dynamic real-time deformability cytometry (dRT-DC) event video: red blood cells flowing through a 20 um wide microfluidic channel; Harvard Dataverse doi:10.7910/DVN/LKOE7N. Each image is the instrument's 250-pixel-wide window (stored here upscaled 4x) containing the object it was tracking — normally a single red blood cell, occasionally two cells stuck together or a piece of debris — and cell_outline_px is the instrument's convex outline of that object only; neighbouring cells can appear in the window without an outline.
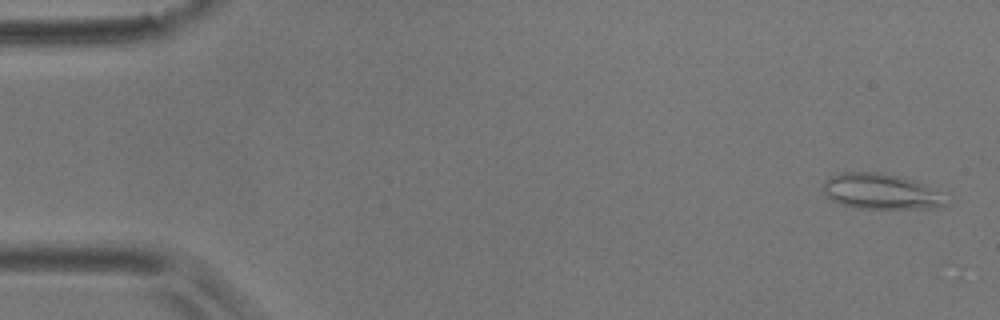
{"species": "common noctule bat (a hibernating species)", "species_latin": "Nyctalus noctula", "temperature_condition": "room temperature", "stored_images_in_passage": 5, "camera_frame_rate_fps": 3000, "um_per_image_px": 0.085, "animal": {"sex": "male", "body_mass_g": 17.9}, "frame": {"image": 1, "passage_image": 1, "time_ms": 0.0, "image_size_px": [1000, 320], "cell_outline_px": [[948, 204], [936, 208], [856, 208], [840, 204], [832, 200], [824, 192], [824, 180], [832, 176], [844, 172], [880, 172], [912, 180], [936, 188]], "centroid_in_image_um": [74.88, 16.28], "position_along_channel_um": 10.1, "area_um2": 25.2}}